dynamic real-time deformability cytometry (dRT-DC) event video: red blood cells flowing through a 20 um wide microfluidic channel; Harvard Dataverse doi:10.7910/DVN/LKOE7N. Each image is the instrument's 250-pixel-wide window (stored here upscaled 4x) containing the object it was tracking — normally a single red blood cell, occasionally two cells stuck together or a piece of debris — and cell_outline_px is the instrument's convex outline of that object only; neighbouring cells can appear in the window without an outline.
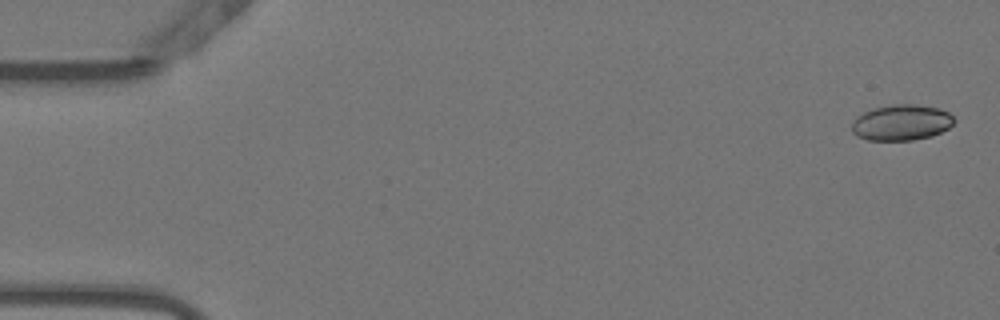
{"species": "Egyptian fruit bat (a non-hibernating species)", "species_latin": "Rousettus aegyptiacus", "temperature_condition": "warm", "stored_images_in_passage": 54, "camera_frame_rate_fps": 3000, "um_per_image_px": 0.085, "animal": {"sex": "female"}, "frame": {"image": 1, "passage_image": 2, "time_ms": 0.333, "image_size_px": [1000, 320], "cell_outline_px": [[956, 120], [948, 128], [932, 136], [912, 140], [868, 140], [856, 136], [852, 132], [852, 124], [856, 116], [872, 108], [892, 104], [916, 104], [940, 108], [948, 112]], "centroid_in_image_um": [76.61, 10.41], "position_along_channel_um": 8.4, "area_um2": 21.5}}
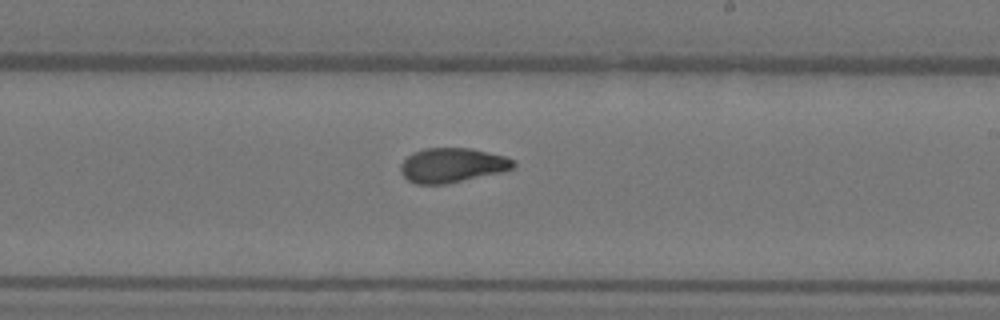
{"frame": {"image": 2, "passage_image": 32, "time_ms": 10.333, "image_size_px": [1000, 320], "cell_outline_px": [[516, 164], [512, 168], [504, 172], [444, 184], [416, 184], [408, 180], [400, 172], [400, 164], [412, 152], [424, 148], [472, 148], [504, 156], [516, 160]], "centroid_in_image_um": [38.44, 14.04], "position_along_channel_um": 250.6, "area_um2": 22.83}}
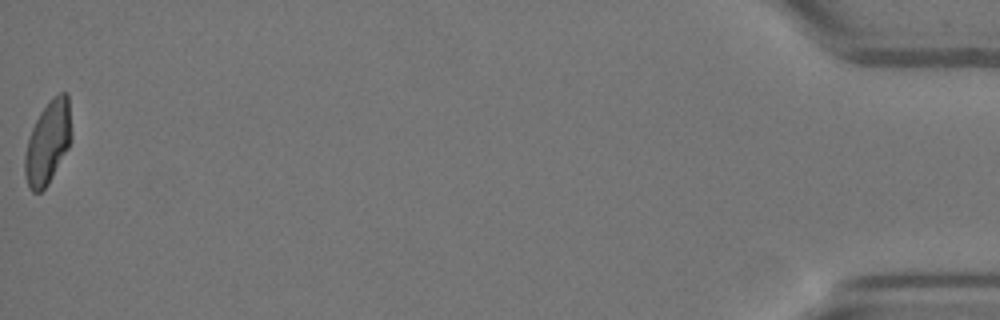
{"frame": {"image": 3, "passage_image": 54, "time_ms": 17.667, "image_size_px": [1000, 320], "cell_outline_px": [[72, 140], [68, 148], [48, 184], [40, 192], [32, 192], [28, 188], [24, 176], [24, 156], [28, 140], [32, 128], [40, 112], [52, 96], [60, 92], [68, 92], [72, 136]], "centroid_in_image_um": [4.07, 12.1], "position_along_channel_um": 431.1, "area_um2": 22.72}, "authors_computed_cell_mechanics": {"area_um2": 22.5131, "velocity_mm_per_s": 3.8074, "shape_relaxation_time_tau1_ms": 5.8223, "shape_relaxation_time_tau2_ms": 1.8017, "deformation_change_tau1": 0.2067, "deformation_change_tau2": 0.051}}